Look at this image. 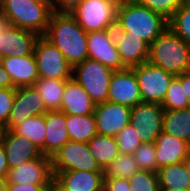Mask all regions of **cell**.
<instances>
[{"instance_id": "6da1fadb", "label": "cell", "mask_w": 190, "mask_h": 191, "mask_svg": "<svg viewBox=\"0 0 190 191\" xmlns=\"http://www.w3.org/2000/svg\"><path fill=\"white\" fill-rule=\"evenodd\" d=\"M87 36L88 33L79 26L71 13L54 11L44 35L63 53L72 67L88 58Z\"/></svg>"}, {"instance_id": "7a4b0ae2", "label": "cell", "mask_w": 190, "mask_h": 191, "mask_svg": "<svg viewBox=\"0 0 190 191\" xmlns=\"http://www.w3.org/2000/svg\"><path fill=\"white\" fill-rule=\"evenodd\" d=\"M166 28L167 19L139 2H129L117 7L115 29L141 38L148 46Z\"/></svg>"}, {"instance_id": "3957f363", "label": "cell", "mask_w": 190, "mask_h": 191, "mask_svg": "<svg viewBox=\"0 0 190 191\" xmlns=\"http://www.w3.org/2000/svg\"><path fill=\"white\" fill-rule=\"evenodd\" d=\"M148 61L174 75L190 72V46L168 27L149 45Z\"/></svg>"}, {"instance_id": "277c9868", "label": "cell", "mask_w": 190, "mask_h": 191, "mask_svg": "<svg viewBox=\"0 0 190 191\" xmlns=\"http://www.w3.org/2000/svg\"><path fill=\"white\" fill-rule=\"evenodd\" d=\"M50 0H2L1 15L9 25L44 36L51 14Z\"/></svg>"}, {"instance_id": "5b68a950", "label": "cell", "mask_w": 190, "mask_h": 191, "mask_svg": "<svg viewBox=\"0 0 190 191\" xmlns=\"http://www.w3.org/2000/svg\"><path fill=\"white\" fill-rule=\"evenodd\" d=\"M113 70L87 58L73 67L72 78L78 82L95 104L108 101Z\"/></svg>"}, {"instance_id": "8992f818", "label": "cell", "mask_w": 190, "mask_h": 191, "mask_svg": "<svg viewBox=\"0 0 190 191\" xmlns=\"http://www.w3.org/2000/svg\"><path fill=\"white\" fill-rule=\"evenodd\" d=\"M140 88L142 102L162 104L171 81L176 75L149 61L132 67Z\"/></svg>"}, {"instance_id": "52a82bcc", "label": "cell", "mask_w": 190, "mask_h": 191, "mask_svg": "<svg viewBox=\"0 0 190 191\" xmlns=\"http://www.w3.org/2000/svg\"><path fill=\"white\" fill-rule=\"evenodd\" d=\"M117 7L107 0H83L71 14L87 33L114 29Z\"/></svg>"}, {"instance_id": "ba28073f", "label": "cell", "mask_w": 190, "mask_h": 191, "mask_svg": "<svg viewBox=\"0 0 190 191\" xmlns=\"http://www.w3.org/2000/svg\"><path fill=\"white\" fill-rule=\"evenodd\" d=\"M39 78L69 80L72 78L73 67L68 63L63 53L40 36L34 47Z\"/></svg>"}, {"instance_id": "9c48e42d", "label": "cell", "mask_w": 190, "mask_h": 191, "mask_svg": "<svg viewBox=\"0 0 190 191\" xmlns=\"http://www.w3.org/2000/svg\"><path fill=\"white\" fill-rule=\"evenodd\" d=\"M53 172L83 170L103 171L95 161L87 143L69 140L51 157Z\"/></svg>"}, {"instance_id": "30bf717a", "label": "cell", "mask_w": 190, "mask_h": 191, "mask_svg": "<svg viewBox=\"0 0 190 191\" xmlns=\"http://www.w3.org/2000/svg\"><path fill=\"white\" fill-rule=\"evenodd\" d=\"M164 109L161 104L140 102L132 107L130 125L142 143H154L162 132Z\"/></svg>"}, {"instance_id": "8fae6325", "label": "cell", "mask_w": 190, "mask_h": 191, "mask_svg": "<svg viewBox=\"0 0 190 191\" xmlns=\"http://www.w3.org/2000/svg\"><path fill=\"white\" fill-rule=\"evenodd\" d=\"M47 112L44 100L34 86L16 88L14 105L4 129L13 130L24 120Z\"/></svg>"}, {"instance_id": "7c38bea8", "label": "cell", "mask_w": 190, "mask_h": 191, "mask_svg": "<svg viewBox=\"0 0 190 191\" xmlns=\"http://www.w3.org/2000/svg\"><path fill=\"white\" fill-rule=\"evenodd\" d=\"M87 41L89 59L98 61L113 71L126 69L117 50L114 29L89 32Z\"/></svg>"}, {"instance_id": "4fadbf2b", "label": "cell", "mask_w": 190, "mask_h": 191, "mask_svg": "<svg viewBox=\"0 0 190 191\" xmlns=\"http://www.w3.org/2000/svg\"><path fill=\"white\" fill-rule=\"evenodd\" d=\"M53 181L52 159L49 156L41 155L18 167L11 168L6 184H34L49 187Z\"/></svg>"}, {"instance_id": "5bb4252c", "label": "cell", "mask_w": 190, "mask_h": 191, "mask_svg": "<svg viewBox=\"0 0 190 191\" xmlns=\"http://www.w3.org/2000/svg\"><path fill=\"white\" fill-rule=\"evenodd\" d=\"M108 101L131 108L142 102L140 88L132 68L113 72L109 83Z\"/></svg>"}, {"instance_id": "9a60e30c", "label": "cell", "mask_w": 190, "mask_h": 191, "mask_svg": "<svg viewBox=\"0 0 190 191\" xmlns=\"http://www.w3.org/2000/svg\"><path fill=\"white\" fill-rule=\"evenodd\" d=\"M131 107L109 101L96 104L93 113L96 120L97 134L115 137L130 123Z\"/></svg>"}, {"instance_id": "2e32d148", "label": "cell", "mask_w": 190, "mask_h": 191, "mask_svg": "<svg viewBox=\"0 0 190 191\" xmlns=\"http://www.w3.org/2000/svg\"><path fill=\"white\" fill-rule=\"evenodd\" d=\"M39 37L35 32L8 25L0 36V54L4 57L31 55Z\"/></svg>"}, {"instance_id": "e0dca14e", "label": "cell", "mask_w": 190, "mask_h": 191, "mask_svg": "<svg viewBox=\"0 0 190 191\" xmlns=\"http://www.w3.org/2000/svg\"><path fill=\"white\" fill-rule=\"evenodd\" d=\"M1 143L4 146L9 170L42 155L32 141L23 135L15 133L13 130L4 131Z\"/></svg>"}, {"instance_id": "ac0fdd59", "label": "cell", "mask_w": 190, "mask_h": 191, "mask_svg": "<svg viewBox=\"0 0 190 191\" xmlns=\"http://www.w3.org/2000/svg\"><path fill=\"white\" fill-rule=\"evenodd\" d=\"M54 181L65 191H103V171L53 172Z\"/></svg>"}, {"instance_id": "d6986e66", "label": "cell", "mask_w": 190, "mask_h": 191, "mask_svg": "<svg viewBox=\"0 0 190 191\" xmlns=\"http://www.w3.org/2000/svg\"><path fill=\"white\" fill-rule=\"evenodd\" d=\"M157 168L182 163L190 155V144L165 132L155 140Z\"/></svg>"}, {"instance_id": "ffe728a7", "label": "cell", "mask_w": 190, "mask_h": 191, "mask_svg": "<svg viewBox=\"0 0 190 191\" xmlns=\"http://www.w3.org/2000/svg\"><path fill=\"white\" fill-rule=\"evenodd\" d=\"M3 67L12 80L13 88L34 86L39 79L34 53L24 57L5 56Z\"/></svg>"}, {"instance_id": "44dd1931", "label": "cell", "mask_w": 190, "mask_h": 191, "mask_svg": "<svg viewBox=\"0 0 190 191\" xmlns=\"http://www.w3.org/2000/svg\"><path fill=\"white\" fill-rule=\"evenodd\" d=\"M117 50L126 68H132L148 61L149 46L141 38L127 35V32L114 28Z\"/></svg>"}, {"instance_id": "7402d4cb", "label": "cell", "mask_w": 190, "mask_h": 191, "mask_svg": "<svg viewBox=\"0 0 190 191\" xmlns=\"http://www.w3.org/2000/svg\"><path fill=\"white\" fill-rule=\"evenodd\" d=\"M45 124L44 155L51 158L70 140L65 113L60 110L48 111L45 114Z\"/></svg>"}, {"instance_id": "603a6c76", "label": "cell", "mask_w": 190, "mask_h": 191, "mask_svg": "<svg viewBox=\"0 0 190 191\" xmlns=\"http://www.w3.org/2000/svg\"><path fill=\"white\" fill-rule=\"evenodd\" d=\"M96 104L73 78L66 81L61 110L65 114L87 115L95 112Z\"/></svg>"}, {"instance_id": "cb8c5ba5", "label": "cell", "mask_w": 190, "mask_h": 191, "mask_svg": "<svg viewBox=\"0 0 190 191\" xmlns=\"http://www.w3.org/2000/svg\"><path fill=\"white\" fill-rule=\"evenodd\" d=\"M65 120L71 141L88 143L97 134L94 114H65Z\"/></svg>"}, {"instance_id": "d4e9b609", "label": "cell", "mask_w": 190, "mask_h": 191, "mask_svg": "<svg viewBox=\"0 0 190 191\" xmlns=\"http://www.w3.org/2000/svg\"><path fill=\"white\" fill-rule=\"evenodd\" d=\"M162 131L190 144V107L164 110Z\"/></svg>"}, {"instance_id": "484cf974", "label": "cell", "mask_w": 190, "mask_h": 191, "mask_svg": "<svg viewBox=\"0 0 190 191\" xmlns=\"http://www.w3.org/2000/svg\"><path fill=\"white\" fill-rule=\"evenodd\" d=\"M95 161L104 170L120 153L115 137L96 134L87 143Z\"/></svg>"}, {"instance_id": "4316f807", "label": "cell", "mask_w": 190, "mask_h": 191, "mask_svg": "<svg viewBox=\"0 0 190 191\" xmlns=\"http://www.w3.org/2000/svg\"><path fill=\"white\" fill-rule=\"evenodd\" d=\"M67 80L39 78L34 87L39 92L48 111L61 110Z\"/></svg>"}, {"instance_id": "83f0119b", "label": "cell", "mask_w": 190, "mask_h": 191, "mask_svg": "<svg viewBox=\"0 0 190 191\" xmlns=\"http://www.w3.org/2000/svg\"><path fill=\"white\" fill-rule=\"evenodd\" d=\"M13 131L32 141L44 155V140L46 136L45 114L30 117L16 126Z\"/></svg>"}, {"instance_id": "f1b7e54d", "label": "cell", "mask_w": 190, "mask_h": 191, "mask_svg": "<svg viewBox=\"0 0 190 191\" xmlns=\"http://www.w3.org/2000/svg\"><path fill=\"white\" fill-rule=\"evenodd\" d=\"M158 176L160 188L190 189V177L184 162L160 168Z\"/></svg>"}, {"instance_id": "f546056e", "label": "cell", "mask_w": 190, "mask_h": 191, "mask_svg": "<svg viewBox=\"0 0 190 191\" xmlns=\"http://www.w3.org/2000/svg\"><path fill=\"white\" fill-rule=\"evenodd\" d=\"M140 169L133 154L119 153L112 162L103 170L104 178L129 179Z\"/></svg>"}, {"instance_id": "4dcf8cb0", "label": "cell", "mask_w": 190, "mask_h": 191, "mask_svg": "<svg viewBox=\"0 0 190 191\" xmlns=\"http://www.w3.org/2000/svg\"><path fill=\"white\" fill-rule=\"evenodd\" d=\"M168 27L190 46V0H185L176 10L168 20Z\"/></svg>"}, {"instance_id": "1f68e13d", "label": "cell", "mask_w": 190, "mask_h": 191, "mask_svg": "<svg viewBox=\"0 0 190 191\" xmlns=\"http://www.w3.org/2000/svg\"><path fill=\"white\" fill-rule=\"evenodd\" d=\"M164 110H182L189 108V101L181 85V74L171 81L167 94L161 104Z\"/></svg>"}, {"instance_id": "d6a6232c", "label": "cell", "mask_w": 190, "mask_h": 191, "mask_svg": "<svg viewBox=\"0 0 190 191\" xmlns=\"http://www.w3.org/2000/svg\"><path fill=\"white\" fill-rule=\"evenodd\" d=\"M155 143H142L134 152L133 157L138 168L144 171L158 172Z\"/></svg>"}, {"instance_id": "836d02e7", "label": "cell", "mask_w": 190, "mask_h": 191, "mask_svg": "<svg viewBox=\"0 0 190 191\" xmlns=\"http://www.w3.org/2000/svg\"><path fill=\"white\" fill-rule=\"evenodd\" d=\"M131 191H159L158 172L139 170L129 179Z\"/></svg>"}, {"instance_id": "e575fe53", "label": "cell", "mask_w": 190, "mask_h": 191, "mask_svg": "<svg viewBox=\"0 0 190 191\" xmlns=\"http://www.w3.org/2000/svg\"><path fill=\"white\" fill-rule=\"evenodd\" d=\"M120 153L134 154L135 150L142 144L138 133L130 123L122 128L115 136Z\"/></svg>"}, {"instance_id": "d590c367", "label": "cell", "mask_w": 190, "mask_h": 191, "mask_svg": "<svg viewBox=\"0 0 190 191\" xmlns=\"http://www.w3.org/2000/svg\"><path fill=\"white\" fill-rule=\"evenodd\" d=\"M185 0H139V3L169 20Z\"/></svg>"}, {"instance_id": "8d00e7d4", "label": "cell", "mask_w": 190, "mask_h": 191, "mask_svg": "<svg viewBox=\"0 0 190 191\" xmlns=\"http://www.w3.org/2000/svg\"><path fill=\"white\" fill-rule=\"evenodd\" d=\"M16 88L0 89V123L4 126L7 123L10 111L14 105Z\"/></svg>"}, {"instance_id": "74e56055", "label": "cell", "mask_w": 190, "mask_h": 191, "mask_svg": "<svg viewBox=\"0 0 190 191\" xmlns=\"http://www.w3.org/2000/svg\"><path fill=\"white\" fill-rule=\"evenodd\" d=\"M103 191H131L128 179L104 178Z\"/></svg>"}, {"instance_id": "f35d334b", "label": "cell", "mask_w": 190, "mask_h": 191, "mask_svg": "<svg viewBox=\"0 0 190 191\" xmlns=\"http://www.w3.org/2000/svg\"><path fill=\"white\" fill-rule=\"evenodd\" d=\"M83 0H50L52 10L60 13H71Z\"/></svg>"}, {"instance_id": "ab89813d", "label": "cell", "mask_w": 190, "mask_h": 191, "mask_svg": "<svg viewBox=\"0 0 190 191\" xmlns=\"http://www.w3.org/2000/svg\"><path fill=\"white\" fill-rule=\"evenodd\" d=\"M6 191H48V187L34 184H6Z\"/></svg>"}, {"instance_id": "60d3db41", "label": "cell", "mask_w": 190, "mask_h": 191, "mask_svg": "<svg viewBox=\"0 0 190 191\" xmlns=\"http://www.w3.org/2000/svg\"><path fill=\"white\" fill-rule=\"evenodd\" d=\"M9 172V165L4 151V146L0 142V180L6 181Z\"/></svg>"}, {"instance_id": "b9f144b4", "label": "cell", "mask_w": 190, "mask_h": 191, "mask_svg": "<svg viewBox=\"0 0 190 191\" xmlns=\"http://www.w3.org/2000/svg\"><path fill=\"white\" fill-rule=\"evenodd\" d=\"M1 88H13L12 80L3 66L0 67V89Z\"/></svg>"}, {"instance_id": "7bdbcfd3", "label": "cell", "mask_w": 190, "mask_h": 191, "mask_svg": "<svg viewBox=\"0 0 190 191\" xmlns=\"http://www.w3.org/2000/svg\"><path fill=\"white\" fill-rule=\"evenodd\" d=\"M181 85H184V92L189 101L190 106V72L181 74Z\"/></svg>"}, {"instance_id": "ee69618b", "label": "cell", "mask_w": 190, "mask_h": 191, "mask_svg": "<svg viewBox=\"0 0 190 191\" xmlns=\"http://www.w3.org/2000/svg\"><path fill=\"white\" fill-rule=\"evenodd\" d=\"M8 25H9V22L6 19V17L0 14V36H1V33L5 31Z\"/></svg>"}, {"instance_id": "f6af8a7d", "label": "cell", "mask_w": 190, "mask_h": 191, "mask_svg": "<svg viewBox=\"0 0 190 191\" xmlns=\"http://www.w3.org/2000/svg\"><path fill=\"white\" fill-rule=\"evenodd\" d=\"M48 191H65L62 189L55 181L51 183V185L48 187Z\"/></svg>"}, {"instance_id": "bcb514c9", "label": "cell", "mask_w": 190, "mask_h": 191, "mask_svg": "<svg viewBox=\"0 0 190 191\" xmlns=\"http://www.w3.org/2000/svg\"><path fill=\"white\" fill-rule=\"evenodd\" d=\"M107 1L111 2L116 7H120V6L124 5L125 3H128L126 0H107Z\"/></svg>"}, {"instance_id": "7dc6e473", "label": "cell", "mask_w": 190, "mask_h": 191, "mask_svg": "<svg viewBox=\"0 0 190 191\" xmlns=\"http://www.w3.org/2000/svg\"><path fill=\"white\" fill-rule=\"evenodd\" d=\"M184 165H185V169L188 173V176L190 177V155L184 161Z\"/></svg>"}, {"instance_id": "c3c4849f", "label": "cell", "mask_w": 190, "mask_h": 191, "mask_svg": "<svg viewBox=\"0 0 190 191\" xmlns=\"http://www.w3.org/2000/svg\"><path fill=\"white\" fill-rule=\"evenodd\" d=\"M159 191H190V189H180V188H160Z\"/></svg>"}, {"instance_id": "681fc988", "label": "cell", "mask_w": 190, "mask_h": 191, "mask_svg": "<svg viewBox=\"0 0 190 191\" xmlns=\"http://www.w3.org/2000/svg\"><path fill=\"white\" fill-rule=\"evenodd\" d=\"M0 191H6V181L0 180Z\"/></svg>"}, {"instance_id": "f907efd6", "label": "cell", "mask_w": 190, "mask_h": 191, "mask_svg": "<svg viewBox=\"0 0 190 191\" xmlns=\"http://www.w3.org/2000/svg\"><path fill=\"white\" fill-rule=\"evenodd\" d=\"M4 131H5L4 125L0 123V142L3 138Z\"/></svg>"}, {"instance_id": "816d5d0a", "label": "cell", "mask_w": 190, "mask_h": 191, "mask_svg": "<svg viewBox=\"0 0 190 191\" xmlns=\"http://www.w3.org/2000/svg\"><path fill=\"white\" fill-rule=\"evenodd\" d=\"M3 62H4V56L0 54V67L3 66Z\"/></svg>"}, {"instance_id": "f5cc1de1", "label": "cell", "mask_w": 190, "mask_h": 191, "mask_svg": "<svg viewBox=\"0 0 190 191\" xmlns=\"http://www.w3.org/2000/svg\"><path fill=\"white\" fill-rule=\"evenodd\" d=\"M128 3L129 2H139V0H126Z\"/></svg>"}, {"instance_id": "db71d44e", "label": "cell", "mask_w": 190, "mask_h": 191, "mask_svg": "<svg viewBox=\"0 0 190 191\" xmlns=\"http://www.w3.org/2000/svg\"><path fill=\"white\" fill-rule=\"evenodd\" d=\"M1 11H2V0H0V14H1Z\"/></svg>"}]
</instances>
